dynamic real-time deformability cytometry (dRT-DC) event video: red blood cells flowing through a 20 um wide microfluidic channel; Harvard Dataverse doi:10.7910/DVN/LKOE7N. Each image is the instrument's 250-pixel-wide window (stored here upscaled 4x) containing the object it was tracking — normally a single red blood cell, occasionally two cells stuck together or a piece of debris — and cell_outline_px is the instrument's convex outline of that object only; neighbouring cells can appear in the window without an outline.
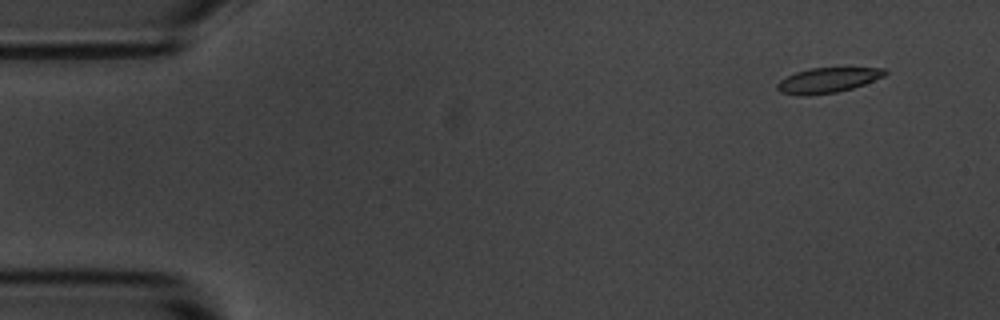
{"species": "common noctule bat (a hibernating species)", "species_latin": "Nyctalus noctula", "temperature_condition": "room temperature", "stored_images_in_passage": 8, "camera_frame_rate_fps": 3000, "um_per_image_px": 0.085, "animal": {"sex": "male", "body_mass_g": 20.1, "forearm_length_mm": 53.5}, "frame": {"image": 1, "passage_image": 2, "time_ms": 1.0, "image_size_px": [1000, 320], "cell_outline_px": [[888, 72], [884, 76], [864, 84], [852, 88], [836, 92], [808, 96], [804, 96], [780, 92], [776, 88], [776, 84], [784, 76], [808, 68], [884, 68]], "centroid_in_image_um": [70.3, 6.82], "position_along_channel_um": 14.7, "area_um2": 15.78}}
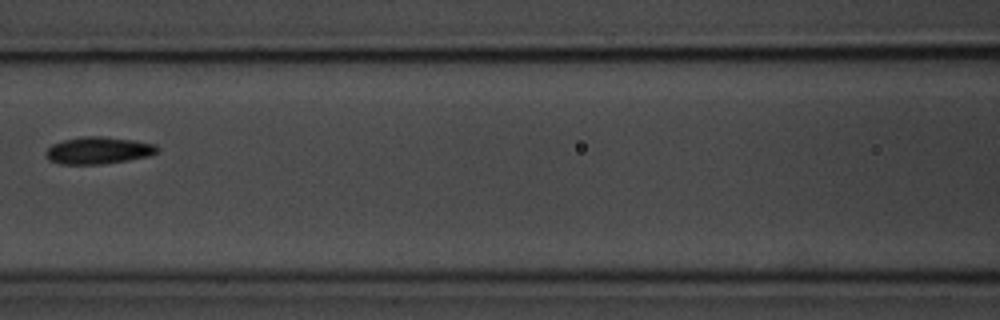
{"frame": {"image": 2, "passage_image": 7, "time_ms": 7.667, "image_size_px": [1000, 320], "cell_outline_px": [[160, 148], [156, 152], [148, 156], [128, 160], [100, 164], [60, 164], [48, 160], [44, 156], [44, 152], [52, 144], [64, 140], [80, 136], [100, 136], [132, 140], [156, 144]], "centroid_in_image_um": [8.31, 12.78], "position_along_channel_um": 158.3, "area_um2": 17.63}}
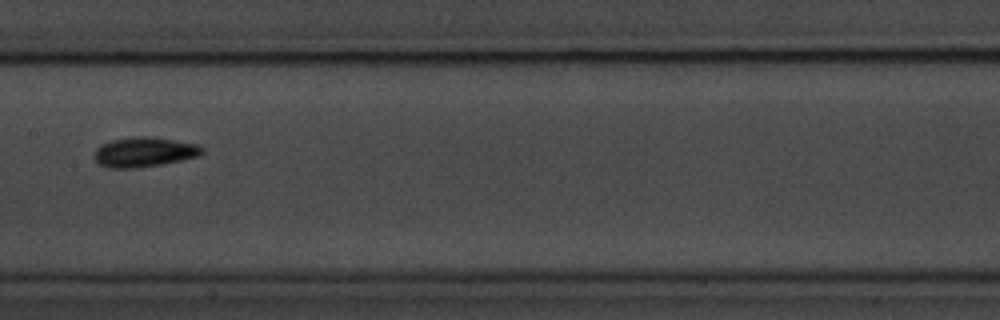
{"frame": {"image": 3, "passage_image": 8, "time_ms": 8.667, "image_size_px": [1000, 320], "cell_outline_px": [[204, 152], [200, 156], [160, 164], [132, 168], [108, 168], [100, 164], [92, 156], [96, 148], [100, 144], [112, 140], [136, 136], [152, 136], [200, 144], [204, 148]], "centroid_in_image_um": [12.27, 12.9], "position_along_channel_um": 195.1, "area_um2": 18.9}}